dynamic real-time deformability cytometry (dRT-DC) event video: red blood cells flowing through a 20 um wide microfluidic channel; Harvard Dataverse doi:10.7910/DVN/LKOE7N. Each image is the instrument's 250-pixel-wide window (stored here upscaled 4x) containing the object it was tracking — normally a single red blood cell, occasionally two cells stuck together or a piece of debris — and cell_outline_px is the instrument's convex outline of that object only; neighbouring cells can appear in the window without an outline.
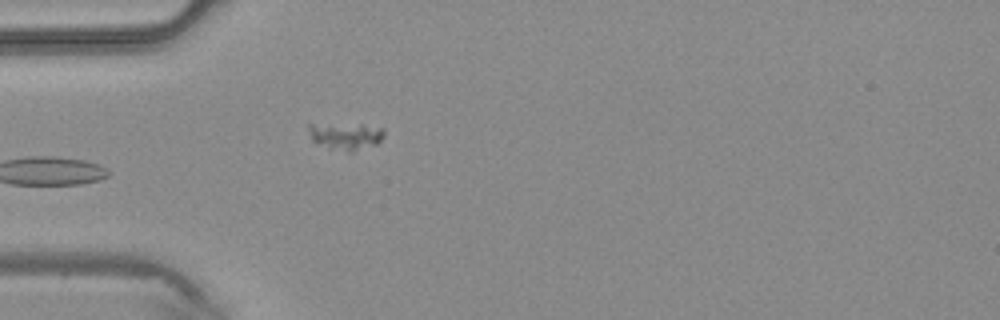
{"species": "common noctule bat (a hibernating species)", "species_latin": "Nyctalus noctula", "temperature_condition": "warm", "stored_images_in_passage": 29, "camera_frame_rate_fps": 3000, "um_per_image_px": 0.085, "animal": {"sex": "male", "body_mass_g": 20.4}, "frame": {"image": 1, "passage_image": 1, "time_ms": 0.0, "image_size_px": [1000, 320], "cell_outline_px": [[384, 136], [376, 144], [352, 152], [348, 152], [328, 148], [312, 140], [308, 128], [308, 124], [360, 124], [384, 128]], "centroid_in_image_um": [29.39, 11.56], "position_along_channel_um": 55.6, "area_um2": 11.91}}